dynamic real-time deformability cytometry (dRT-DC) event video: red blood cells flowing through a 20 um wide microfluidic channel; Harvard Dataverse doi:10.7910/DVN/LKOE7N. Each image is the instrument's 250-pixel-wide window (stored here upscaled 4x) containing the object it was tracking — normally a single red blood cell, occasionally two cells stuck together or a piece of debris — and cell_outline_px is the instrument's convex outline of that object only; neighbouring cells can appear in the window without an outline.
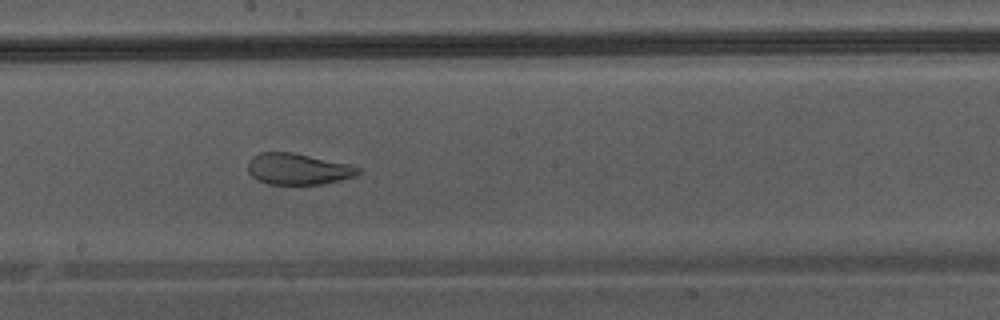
{"species": "Egyptian fruit bat (a non-hibernating species)", "species_latin": "Rousettus aegyptiacus", "temperature_condition": "warm", "stored_images_in_passage": 48, "camera_frame_rate_fps": 3000, "um_per_image_px": 0.085, "animal": {"sex": "male"}, "frame": {"image": 1, "passage_image": 28, "time_ms": 9.0, "image_size_px": [1000, 320], "cell_outline_px": [[360, 172], [356, 176], [324, 184], [268, 184], [252, 176], [248, 172], [248, 160], [252, 156], [260, 152], [292, 152], [352, 164], [360, 168]], "centroid_in_image_um": [25.35, 14.35], "position_along_channel_um": 222.8, "area_um2": 20.23}}
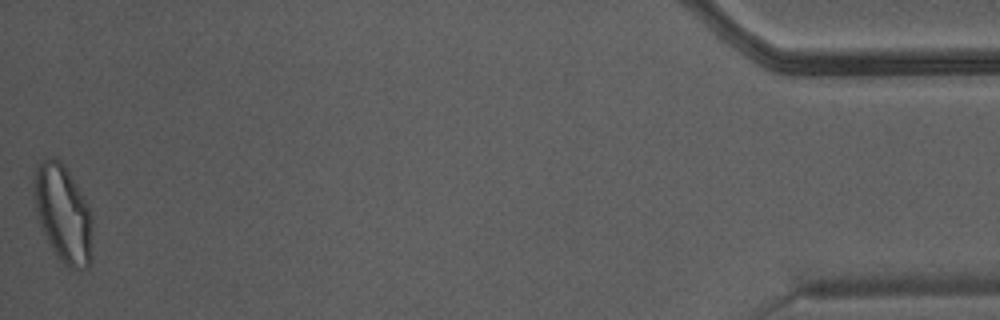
{"frame": {"image": 2, "passage_image": 48, "time_ms": 15.667, "image_size_px": [1000, 320], "cell_outline_px": [[92, 264], [88, 268], [80, 272], [64, 268], [56, 256], [40, 224], [36, 208], [36, 168], [48, 156], [56, 156], [64, 164], [80, 192], [92, 216]], "centroid_in_image_um": [5.43, 18.29], "position_along_channel_um": 429.8, "area_um2": 33.06}}